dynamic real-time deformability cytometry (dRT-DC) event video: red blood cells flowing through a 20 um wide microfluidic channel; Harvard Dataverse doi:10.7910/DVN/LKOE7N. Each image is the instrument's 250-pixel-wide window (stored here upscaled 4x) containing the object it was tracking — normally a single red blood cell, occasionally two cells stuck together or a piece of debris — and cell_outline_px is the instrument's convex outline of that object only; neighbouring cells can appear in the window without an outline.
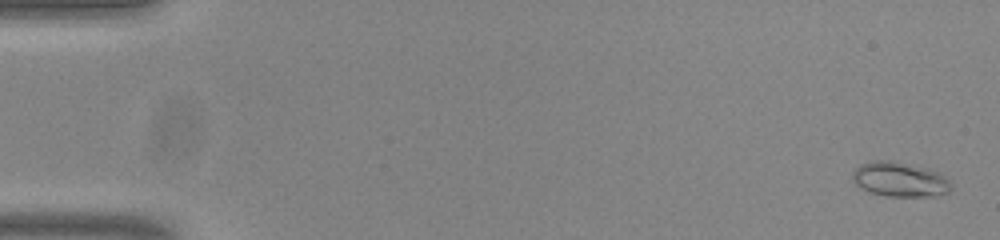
{"species": "common noctule bat (a hibernating species)", "species_latin": "Nyctalus noctula", "temperature_condition": "room temperature", "stored_images_in_passage": 55, "camera_frame_rate_fps": 3000, "um_per_image_px": 0.085, "animal": {"sex": "male", "body_mass_g": 20.0, "forearm_length_mm": 53.3}, "frame": {"image": 1, "passage_image": 2, "time_ms": 0.333, "image_size_px": [1000, 240], "cell_outline_px": [[952, 188], [948, 192], [932, 196], [888, 196], [872, 192], [860, 188], [852, 180], [852, 172], [860, 164], [872, 160], [896, 160], [928, 168], [944, 176], [948, 180]], "centroid_in_image_um": [76.45, 15.22], "position_along_channel_um": 8.5, "area_um2": 20.0}}
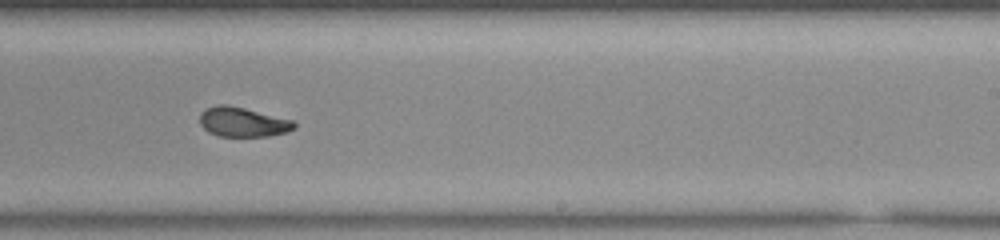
{"frame": {"image": 2, "passage_image": 34, "time_ms": 11.0, "image_size_px": [1000, 240], "cell_outline_px": [[296, 128], [288, 132], [268, 136], [220, 136], [208, 132], [200, 124], [200, 112], [216, 104], [228, 104], [292, 120], [296, 124]], "centroid_in_image_um": [20.63, 10.37], "position_along_channel_um": 268.4, "area_um2": 16.24}}
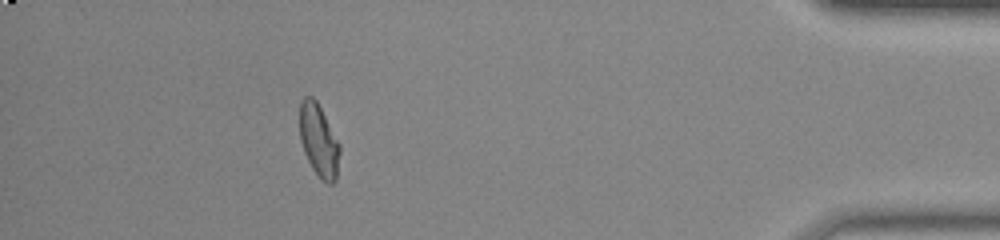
{"frame": {"image": 3, "passage_image": 49, "time_ms": 16.0, "image_size_px": [1000, 240], "cell_outline_px": [[340, 152], [336, 180], [332, 184], [328, 184], [312, 168], [304, 152], [300, 140], [300, 100], [304, 96], [312, 96], [316, 100], [340, 144]], "centroid_in_image_um": [27.09, 11.92], "position_along_channel_um": 408.1, "area_um2": 16.82}}